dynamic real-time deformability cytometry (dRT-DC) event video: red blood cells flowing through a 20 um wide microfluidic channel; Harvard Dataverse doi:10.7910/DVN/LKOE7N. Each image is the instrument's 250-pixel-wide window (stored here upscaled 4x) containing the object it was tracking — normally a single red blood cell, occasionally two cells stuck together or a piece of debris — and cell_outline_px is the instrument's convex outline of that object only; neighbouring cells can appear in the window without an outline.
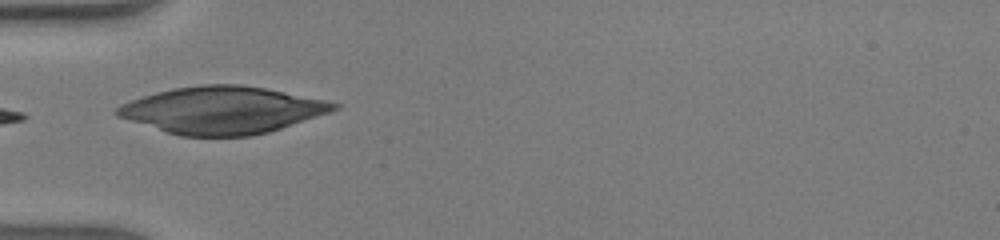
{"species": "human", "species_latin": "Homo sapiens", "temperature_condition": "warm", "stored_images_in_passage": 21, "camera_frame_rate_fps": 3000, "um_per_image_px": 0.085, "donor": {"sex": "male"}, "frame": {"image": 1, "passage_image": 1, "time_ms": 0.0, "image_size_px": [1000, 240], "cell_outline_px": [[340, 108], [268, 132], [252, 136], [180, 136], [116, 116], [112, 112], [120, 104], [156, 92], [172, 88], [200, 84], [240, 84], [264, 88], [324, 100], [340, 104]], "centroid_in_image_um": [18.84, 9.35], "position_along_channel_um": 66.2, "area_um2": 58.96}}